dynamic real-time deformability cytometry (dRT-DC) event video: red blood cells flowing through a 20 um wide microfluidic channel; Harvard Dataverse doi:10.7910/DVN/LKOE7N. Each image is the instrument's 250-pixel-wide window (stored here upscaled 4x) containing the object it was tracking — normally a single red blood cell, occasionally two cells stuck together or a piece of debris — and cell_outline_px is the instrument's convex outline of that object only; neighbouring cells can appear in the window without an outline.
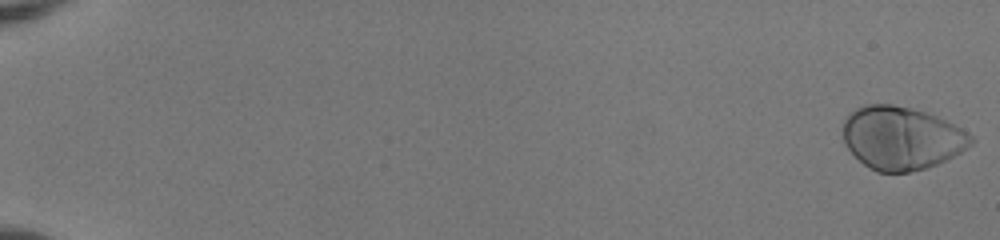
{"species": "human", "species_latin": "Homo sapiens", "temperature_condition": "room temperature", "stored_images_in_passage": 54, "camera_frame_rate_fps": 3000, "um_per_image_px": 0.085, "donor": {"sex": "female"}, "frame": {"image": 1, "passage_image": 1, "time_ms": 0.0, "image_size_px": [1000, 240], "cell_outline_px": [[976, 140], [968, 148], [928, 168], [908, 172], [876, 172], [868, 168], [844, 144], [840, 128], [848, 112], [864, 104], [892, 104], [912, 108], [936, 116], [968, 132]], "centroid_in_image_um": [76.58, 11.72], "position_along_channel_um": 8.4, "area_um2": 47.4}}
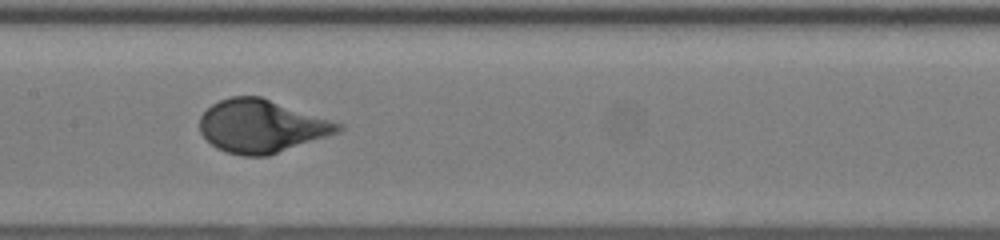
{"frame": {"image": 2, "passage_image": 30, "time_ms": 9.667, "image_size_px": [1000, 240], "cell_outline_px": [[344, 128], [340, 132], [268, 156], [244, 156], [228, 152], [216, 148], [200, 132], [200, 116], [212, 104], [220, 100], [232, 96], [260, 96], [344, 124]], "centroid_in_image_um": [22.25, 10.72], "position_along_channel_um": 185.1, "area_um2": 42.6}}
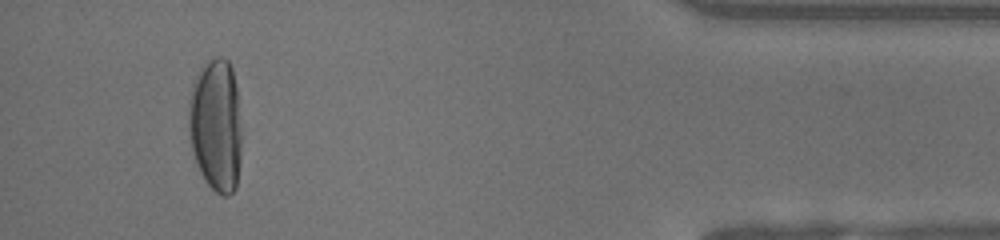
{"frame": {"image": 3, "passage_image": 51, "time_ms": 16.667, "image_size_px": [1000, 240], "cell_outline_px": [[244, 132], [236, 188], [228, 196], [224, 196], [216, 192], [204, 180], [200, 172], [192, 152], [188, 136], [188, 108], [192, 84], [200, 68], [208, 60], [216, 56], [224, 56], [228, 60], [232, 68], [236, 88]], "centroid_in_image_um": [18.37, 10.64], "position_along_channel_um": 416.8, "area_um2": 42.37}, "authors_computed_cell_mechanics": {"area_um2": 43.1477, "velocity_mm_per_s": 3.9849, "shape_relaxation_time_tau1_ms": 2.7642, "shape_relaxation_time_tau2_ms": null, "deformation_change_tau1": 0.1957, "deformation_change_tau2": null}}